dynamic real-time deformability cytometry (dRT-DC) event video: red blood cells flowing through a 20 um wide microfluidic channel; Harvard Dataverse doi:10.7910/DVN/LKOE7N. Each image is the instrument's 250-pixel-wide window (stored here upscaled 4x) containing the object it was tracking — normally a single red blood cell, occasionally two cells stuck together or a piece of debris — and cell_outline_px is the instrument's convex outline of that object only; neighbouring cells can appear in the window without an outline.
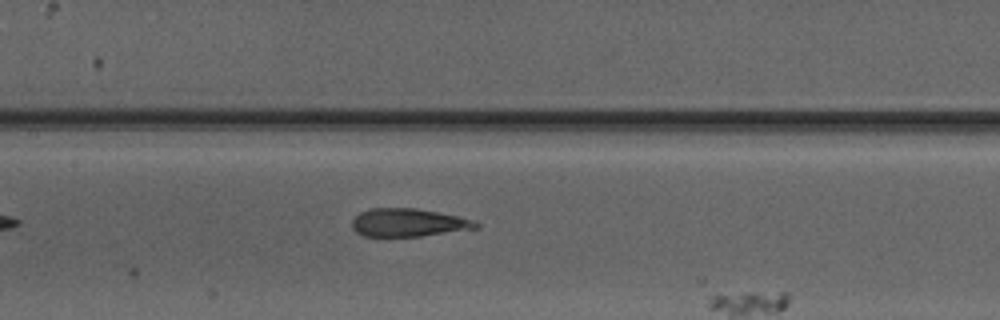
{"species": "Egyptian fruit bat (a non-hibernating species)", "species_latin": "Rousettus aegyptiacus", "temperature_condition": "warm", "stored_images_in_passage": 7, "camera_frame_rate_fps": 3000, "um_per_image_px": 0.085, "animal": {"sex": "male"}, "frame": {"image": 1, "passage_image": 7, "time_ms": 7.0, "image_size_px": [1000, 320], "cell_outline_px": [[480, 228], [420, 236], [364, 236], [356, 232], [352, 228], [352, 220], [360, 212], [372, 208], [416, 208], [460, 216], [480, 224]], "centroid_in_image_um": [34.71, 18.92], "position_along_channel_um": 172.7, "area_um2": 20.23}}